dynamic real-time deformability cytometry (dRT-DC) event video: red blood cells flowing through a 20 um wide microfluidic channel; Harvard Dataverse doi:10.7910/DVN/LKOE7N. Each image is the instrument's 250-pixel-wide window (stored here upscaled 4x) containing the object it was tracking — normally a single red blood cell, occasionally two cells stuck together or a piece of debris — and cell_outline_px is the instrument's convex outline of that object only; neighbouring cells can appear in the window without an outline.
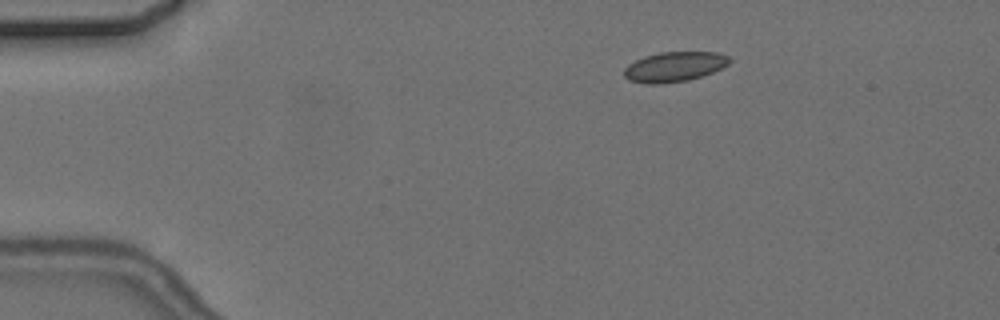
{"species": "common noctule bat (a hibernating species)", "species_latin": "Nyctalus noctula", "temperature_condition": "cold", "stored_images_in_passage": 4, "camera_frame_rate_fps": 3000, "um_per_image_px": 0.085, "animal": {"sex": "female", "body_mass_g": 24.6, "forearm_length_mm": 56.2}, "frame": {"image": 1, "passage_image": 3, "time_ms": 2.333, "image_size_px": [1000, 320], "cell_outline_px": [[732, 60], [728, 64], [712, 72], [688, 80], [660, 84], [648, 84], [628, 80], [624, 76], [624, 68], [628, 64], [644, 56], [660, 52], [720, 52], [728, 56]], "centroid_in_image_um": [57.3, 5.67], "position_along_channel_um": 27.7, "area_um2": 18.38}}